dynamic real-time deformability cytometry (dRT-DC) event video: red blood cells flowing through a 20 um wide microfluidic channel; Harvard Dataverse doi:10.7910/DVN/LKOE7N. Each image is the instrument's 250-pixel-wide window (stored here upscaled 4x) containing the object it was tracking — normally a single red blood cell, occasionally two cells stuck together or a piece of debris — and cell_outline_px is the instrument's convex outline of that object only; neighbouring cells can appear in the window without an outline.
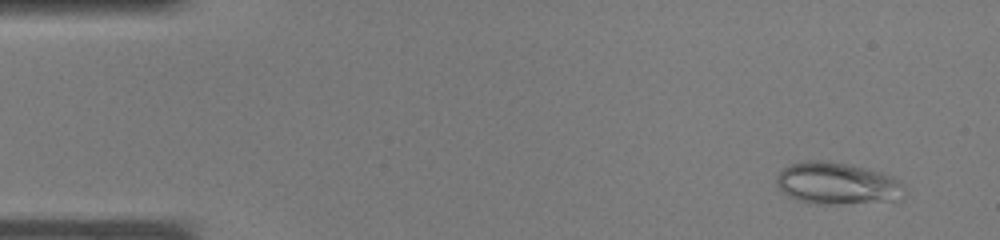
{"species": "common noctule bat (a hibernating species)", "species_latin": "Nyctalus noctula", "temperature_condition": "warm", "stored_images_in_passage": 35, "camera_frame_rate_fps": 3000, "um_per_image_px": 0.085, "animal": {"sex": "male", "body_mass_g": 19.0, "forearm_length_mm": 50.8}, "frame": {"image": 1, "passage_image": 1, "time_ms": 0.0, "image_size_px": [1000, 240], "cell_outline_px": [[904, 200], [836, 204], [816, 204], [800, 200], [788, 196], [776, 184], [776, 176], [784, 168], [792, 164], [808, 160], [828, 160], [848, 164], [880, 172], [892, 176], [904, 184]], "centroid_in_image_um": [71.2, 15.6], "position_along_channel_um": 13.8, "area_um2": 31.39}}
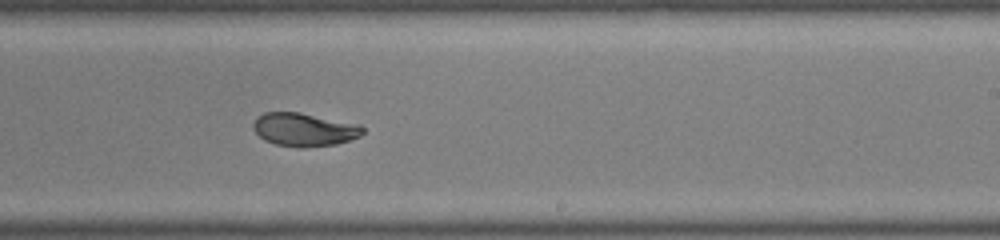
{"frame": {"image": 2, "passage_image": 21, "time_ms": 6.667, "image_size_px": [1000, 240], "cell_outline_px": [[364, 132], [360, 136], [336, 144], [304, 148], [296, 148], [276, 144], [264, 140], [256, 132], [252, 124], [256, 116], [264, 112], [300, 112], [360, 124], [364, 128]], "centroid_in_image_um": [25.85, 11.01], "position_along_channel_um": 263.1, "area_um2": 21.44}}
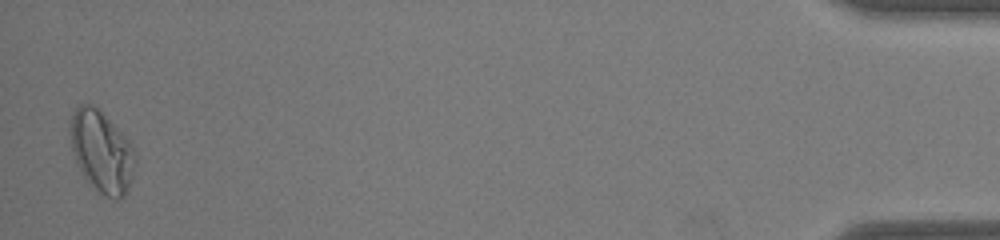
{"frame": {"image": 3, "passage_image": 35, "time_ms": 11.333, "image_size_px": [1000, 240], "cell_outline_px": [[136, 160], [132, 176], [128, 188], [124, 196], [120, 200], [116, 200], [100, 196], [84, 180], [76, 164], [72, 152], [72, 116], [76, 108], [80, 104], [92, 104], [128, 140], [136, 156]], "centroid_in_image_um": [8.64, 13.0], "position_along_channel_um": 426.6, "area_um2": 30.69}}